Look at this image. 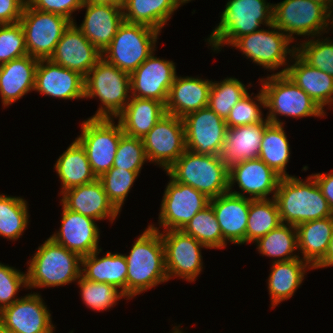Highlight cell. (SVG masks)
<instances>
[{
    "instance_id": "24",
    "label": "cell",
    "mask_w": 333,
    "mask_h": 333,
    "mask_svg": "<svg viewBox=\"0 0 333 333\" xmlns=\"http://www.w3.org/2000/svg\"><path fill=\"white\" fill-rule=\"evenodd\" d=\"M61 195V203L67 209L94 220L101 221L107 218L112 223L120 213L108 199L99 179L66 190Z\"/></svg>"
},
{
    "instance_id": "2",
    "label": "cell",
    "mask_w": 333,
    "mask_h": 333,
    "mask_svg": "<svg viewBox=\"0 0 333 333\" xmlns=\"http://www.w3.org/2000/svg\"><path fill=\"white\" fill-rule=\"evenodd\" d=\"M274 199L284 224L298 226L303 222L333 216L312 175L304 181L295 176L280 178Z\"/></svg>"
},
{
    "instance_id": "12",
    "label": "cell",
    "mask_w": 333,
    "mask_h": 333,
    "mask_svg": "<svg viewBox=\"0 0 333 333\" xmlns=\"http://www.w3.org/2000/svg\"><path fill=\"white\" fill-rule=\"evenodd\" d=\"M19 22L25 34L28 55L37 59L50 58L64 31L72 23L64 16L36 10L27 2Z\"/></svg>"
},
{
    "instance_id": "14",
    "label": "cell",
    "mask_w": 333,
    "mask_h": 333,
    "mask_svg": "<svg viewBox=\"0 0 333 333\" xmlns=\"http://www.w3.org/2000/svg\"><path fill=\"white\" fill-rule=\"evenodd\" d=\"M159 213V227L182 230L187 223L209 205L210 199L190 185L174 181L170 176Z\"/></svg>"
},
{
    "instance_id": "47",
    "label": "cell",
    "mask_w": 333,
    "mask_h": 333,
    "mask_svg": "<svg viewBox=\"0 0 333 333\" xmlns=\"http://www.w3.org/2000/svg\"><path fill=\"white\" fill-rule=\"evenodd\" d=\"M27 54L25 34L20 22L0 25V64Z\"/></svg>"
},
{
    "instance_id": "8",
    "label": "cell",
    "mask_w": 333,
    "mask_h": 333,
    "mask_svg": "<svg viewBox=\"0 0 333 333\" xmlns=\"http://www.w3.org/2000/svg\"><path fill=\"white\" fill-rule=\"evenodd\" d=\"M160 31L144 25L124 21L118 28L102 57L120 70L131 74L153 52Z\"/></svg>"
},
{
    "instance_id": "29",
    "label": "cell",
    "mask_w": 333,
    "mask_h": 333,
    "mask_svg": "<svg viewBox=\"0 0 333 333\" xmlns=\"http://www.w3.org/2000/svg\"><path fill=\"white\" fill-rule=\"evenodd\" d=\"M286 75L324 111L333 104V77L308 65L297 53L292 56ZM295 60V61H294Z\"/></svg>"
},
{
    "instance_id": "16",
    "label": "cell",
    "mask_w": 333,
    "mask_h": 333,
    "mask_svg": "<svg viewBox=\"0 0 333 333\" xmlns=\"http://www.w3.org/2000/svg\"><path fill=\"white\" fill-rule=\"evenodd\" d=\"M35 292L20 297L0 312V329L6 333H54L50 310Z\"/></svg>"
},
{
    "instance_id": "17",
    "label": "cell",
    "mask_w": 333,
    "mask_h": 333,
    "mask_svg": "<svg viewBox=\"0 0 333 333\" xmlns=\"http://www.w3.org/2000/svg\"><path fill=\"white\" fill-rule=\"evenodd\" d=\"M182 119L187 150L197 154L220 156L227 130L224 119L209 107L189 113Z\"/></svg>"
},
{
    "instance_id": "44",
    "label": "cell",
    "mask_w": 333,
    "mask_h": 333,
    "mask_svg": "<svg viewBox=\"0 0 333 333\" xmlns=\"http://www.w3.org/2000/svg\"><path fill=\"white\" fill-rule=\"evenodd\" d=\"M141 172L112 167L98 179L102 182L108 199L121 211L125 199Z\"/></svg>"
},
{
    "instance_id": "37",
    "label": "cell",
    "mask_w": 333,
    "mask_h": 333,
    "mask_svg": "<svg viewBox=\"0 0 333 333\" xmlns=\"http://www.w3.org/2000/svg\"><path fill=\"white\" fill-rule=\"evenodd\" d=\"M255 243L261 255L275 258L272 263L300 258L293 254L298 250L296 226L282 223Z\"/></svg>"
},
{
    "instance_id": "57",
    "label": "cell",
    "mask_w": 333,
    "mask_h": 333,
    "mask_svg": "<svg viewBox=\"0 0 333 333\" xmlns=\"http://www.w3.org/2000/svg\"><path fill=\"white\" fill-rule=\"evenodd\" d=\"M332 15H333V14H331V17H332V18H330V20H332V21H330V24H331L330 27H331V28H333V16H332Z\"/></svg>"
},
{
    "instance_id": "36",
    "label": "cell",
    "mask_w": 333,
    "mask_h": 333,
    "mask_svg": "<svg viewBox=\"0 0 333 333\" xmlns=\"http://www.w3.org/2000/svg\"><path fill=\"white\" fill-rule=\"evenodd\" d=\"M283 125L269 123L266 126L259 153V158L281 178L292 176L286 172L291 153Z\"/></svg>"
},
{
    "instance_id": "3",
    "label": "cell",
    "mask_w": 333,
    "mask_h": 333,
    "mask_svg": "<svg viewBox=\"0 0 333 333\" xmlns=\"http://www.w3.org/2000/svg\"><path fill=\"white\" fill-rule=\"evenodd\" d=\"M221 14L220 23L207 38L212 50L221 51L224 45H232L239 37L261 30L273 23V4L266 0H228Z\"/></svg>"
},
{
    "instance_id": "33",
    "label": "cell",
    "mask_w": 333,
    "mask_h": 333,
    "mask_svg": "<svg viewBox=\"0 0 333 333\" xmlns=\"http://www.w3.org/2000/svg\"><path fill=\"white\" fill-rule=\"evenodd\" d=\"M301 259L313 268L326 256L333 232V216L307 221L296 226Z\"/></svg>"
},
{
    "instance_id": "11",
    "label": "cell",
    "mask_w": 333,
    "mask_h": 333,
    "mask_svg": "<svg viewBox=\"0 0 333 333\" xmlns=\"http://www.w3.org/2000/svg\"><path fill=\"white\" fill-rule=\"evenodd\" d=\"M114 119L88 118L81 124V134L76 138L85 148L94 175L101 177L113 166L121 136L120 123Z\"/></svg>"
},
{
    "instance_id": "52",
    "label": "cell",
    "mask_w": 333,
    "mask_h": 333,
    "mask_svg": "<svg viewBox=\"0 0 333 333\" xmlns=\"http://www.w3.org/2000/svg\"><path fill=\"white\" fill-rule=\"evenodd\" d=\"M333 266V232L329 242L326 256L314 267V269Z\"/></svg>"
},
{
    "instance_id": "18",
    "label": "cell",
    "mask_w": 333,
    "mask_h": 333,
    "mask_svg": "<svg viewBox=\"0 0 333 333\" xmlns=\"http://www.w3.org/2000/svg\"><path fill=\"white\" fill-rule=\"evenodd\" d=\"M154 52L130 74V95L154 99L166 105L169 91L177 75L173 61L160 59Z\"/></svg>"
},
{
    "instance_id": "41",
    "label": "cell",
    "mask_w": 333,
    "mask_h": 333,
    "mask_svg": "<svg viewBox=\"0 0 333 333\" xmlns=\"http://www.w3.org/2000/svg\"><path fill=\"white\" fill-rule=\"evenodd\" d=\"M182 231L194 237L202 243L206 249H222L227 245V242L223 239L220 225L210 204L202 211L198 212Z\"/></svg>"
},
{
    "instance_id": "5",
    "label": "cell",
    "mask_w": 333,
    "mask_h": 333,
    "mask_svg": "<svg viewBox=\"0 0 333 333\" xmlns=\"http://www.w3.org/2000/svg\"><path fill=\"white\" fill-rule=\"evenodd\" d=\"M174 181L190 185L209 199L229 191V168L219 155L185 152L166 170Z\"/></svg>"
},
{
    "instance_id": "7",
    "label": "cell",
    "mask_w": 333,
    "mask_h": 333,
    "mask_svg": "<svg viewBox=\"0 0 333 333\" xmlns=\"http://www.w3.org/2000/svg\"><path fill=\"white\" fill-rule=\"evenodd\" d=\"M260 81L265 98V109L269 110L266 118L270 123H284L277 118V115L292 118L326 116V112L285 73H274L265 79L261 78Z\"/></svg>"
},
{
    "instance_id": "15",
    "label": "cell",
    "mask_w": 333,
    "mask_h": 333,
    "mask_svg": "<svg viewBox=\"0 0 333 333\" xmlns=\"http://www.w3.org/2000/svg\"><path fill=\"white\" fill-rule=\"evenodd\" d=\"M142 141L148 162L166 171L186 150L183 119L166 113Z\"/></svg>"
},
{
    "instance_id": "55",
    "label": "cell",
    "mask_w": 333,
    "mask_h": 333,
    "mask_svg": "<svg viewBox=\"0 0 333 333\" xmlns=\"http://www.w3.org/2000/svg\"><path fill=\"white\" fill-rule=\"evenodd\" d=\"M179 327H180V325L173 327L174 330L172 333H183L182 330L179 329Z\"/></svg>"
},
{
    "instance_id": "49",
    "label": "cell",
    "mask_w": 333,
    "mask_h": 333,
    "mask_svg": "<svg viewBox=\"0 0 333 333\" xmlns=\"http://www.w3.org/2000/svg\"><path fill=\"white\" fill-rule=\"evenodd\" d=\"M27 3L36 10L64 16L72 23H75L73 12L83 6L82 0H27Z\"/></svg>"
},
{
    "instance_id": "39",
    "label": "cell",
    "mask_w": 333,
    "mask_h": 333,
    "mask_svg": "<svg viewBox=\"0 0 333 333\" xmlns=\"http://www.w3.org/2000/svg\"><path fill=\"white\" fill-rule=\"evenodd\" d=\"M28 204L21 197L0 194V236L18 240L28 225Z\"/></svg>"
},
{
    "instance_id": "1",
    "label": "cell",
    "mask_w": 333,
    "mask_h": 333,
    "mask_svg": "<svg viewBox=\"0 0 333 333\" xmlns=\"http://www.w3.org/2000/svg\"><path fill=\"white\" fill-rule=\"evenodd\" d=\"M124 256L128 266L127 299L169 281L159 227L148 225L147 229L135 240L129 255Z\"/></svg>"
},
{
    "instance_id": "42",
    "label": "cell",
    "mask_w": 333,
    "mask_h": 333,
    "mask_svg": "<svg viewBox=\"0 0 333 333\" xmlns=\"http://www.w3.org/2000/svg\"><path fill=\"white\" fill-rule=\"evenodd\" d=\"M80 287V295L83 303L88 308L97 311L109 310L117 301L127 296L117 287L103 282L87 280L80 275L77 280Z\"/></svg>"
},
{
    "instance_id": "10",
    "label": "cell",
    "mask_w": 333,
    "mask_h": 333,
    "mask_svg": "<svg viewBox=\"0 0 333 333\" xmlns=\"http://www.w3.org/2000/svg\"><path fill=\"white\" fill-rule=\"evenodd\" d=\"M268 28L271 30L261 29L239 37L231 46L264 69L275 71L280 66L287 65L277 72V74H284L289 65L287 56L289 54V58H292L295 55L297 45L291 46L290 43L293 41L273 23Z\"/></svg>"
},
{
    "instance_id": "50",
    "label": "cell",
    "mask_w": 333,
    "mask_h": 333,
    "mask_svg": "<svg viewBox=\"0 0 333 333\" xmlns=\"http://www.w3.org/2000/svg\"><path fill=\"white\" fill-rule=\"evenodd\" d=\"M27 0H0V25L19 22Z\"/></svg>"
},
{
    "instance_id": "56",
    "label": "cell",
    "mask_w": 333,
    "mask_h": 333,
    "mask_svg": "<svg viewBox=\"0 0 333 333\" xmlns=\"http://www.w3.org/2000/svg\"><path fill=\"white\" fill-rule=\"evenodd\" d=\"M181 1V4L183 5V4H185V3H188L189 1H191V0H180Z\"/></svg>"
},
{
    "instance_id": "22",
    "label": "cell",
    "mask_w": 333,
    "mask_h": 333,
    "mask_svg": "<svg viewBox=\"0 0 333 333\" xmlns=\"http://www.w3.org/2000/svg\"><path fill=\"white\" fill-rule=\"evenodd\" d=\"M85 78L79 72L39 59L34 91L65 100L84 99Z\"/></svg>"
},
{
    "instance_id": "48",
    "label": "cell",
    "mask_w": 333,
    "mask_h": 333,
    "mask_svg": "<svg viewBox=\"0 0 333 333\" xmlns=\"http://www.w3.org/2000/svg\"><path fill=\"white\" fill-rule=\"evenodd\" d=\"M27 288V273L0 263V312L12 305L20 288Z\"/></svg>"
},
{
    "instance_id": "23",
    "label": "cell",
    "mask_w": 333,
    "mask_h": 333,
    "mask_svg": "<svg viewBox=\"0 0 333 333\" xmlns=\"http://www.w3.org/2000/svg\"><path fill=\"white\" fill-rule=\"evenodd\" d=\"M86 8L82 24L76 27L102 53L124 22L122 5L83 3Z\"/></svg>"
},
{
    "instance_id": "43",
    "label": "cell",
    "mask_w": 333,
    "mask_h": 333,
    "mask_svg": "<svg viewBox=\"0 0 333 333\" xmlns=\"http://www.w3.org/2000/svg\"><path fill=\"white\" fill-rule=\"evenodd\" d=\"M315 38V39H314ZM323 40V41H322ZM296 53L310 66L333 77V40L330 37H313L297 43Z\"/></svg>"
},
{
    "instance_id": "30",
    "label": "cell",
    "mask_w": 333,
    "mask_h": 333,
    "mask_svg": "<svg viewBox=\"0 0 333 333\" xmlns=\"http://www.w3.org/2000/svg\"><path fill=\"white\" fill-rule=\"evenodd\" d=\"M101 248L81 257V275L87 280L103 282L120 289L126 295L127 262L124 254L106 252L98 257Z\"/></svg>"
},
{
    "instance_id": "45",
    "label": "cell",
    "mask_w": 333,
    "mask_h": 333,
    "mask_svg": "<svg viewBox=\"0 0 333 333\" xmlns=\"http://www.w3.org/2000/svg\"><path fill=\"white\" fill-rule=\"evenodd\" d=\"M252 95L253 93L251 95L248 93L231 109L227 119L225 120L227 128L252 125L261 123L265 120L262 117V109H260L266 108L265 98L261 88L258 94L254 96V99L252 98Z\"/></svg>"
},
{
    "instance_id": "19",
    "label": "cell",
    "mask_w": 333,
    "mask_h": 333,
    "mask_svg": "<svg viewBox=\"0 0 333 333\" xmlns=\"http://www.w3.org/2000/svg\"><path fill=\"white\" fill-rule=\"evenodd\" d=\"M280 176L272 170L260 158L245 160L229 168V191L230 193L248 197L249 199H269L270 193L274 198L277 191ZM234 183L239 186V191H233ZM244 192V193H243Z\"/></svg>"
},
{
    "instance_id": "27",
    "label": "cell",
    "mask_w": 333,
    "mask_h": 333,
    "mask_svg": "<svg viewBox=\"0 0 333 333\" xmlns=\"http://www.w3.org/2000/svg\"><path fill=\"white\" fill-rule=\"evenodd\" d=\"M39 59L25 55L2 64L0 96L4 107L34 91Z\"/></svg>"
},
{
    "instance_id": "38",
    "label": "cell",
    "mask_w": 333,
    "mask_h": 333,
    "mask_svg": "<svg viewBox=\"0 0 333 333\" xmlns=\"http://www.w3.org/2000/svg\"><path fill=\"white\" fill-rule=\"evenodd\" d=\"M282 224L277 203L271 199H250L246 243H254Z\"/></svg>"
},
{
    "instance_id": "4",
    "label": "cell",
    "mask_w": 333,
    "mask_h": 333,
    "mask_svg": "<svg viewBox=\"0 0 333 333\" xmlns=\"http://www.w3.org/2000/svg\"><path fill=\"white\" fill-rule=\"evenodd\" d=\"M28 262L27 289L30 290L77 282L81 275V257L55 243L50 237L38 246Z\"/></svg>"
},
{
    "instance_id": "20",
    "label": "cell",
    "mask_w": 333,
    "mask_h": 333,
    "mask_svg": "<svg viewBox=\"0 0 333 333\" xmlns=\"http://www.w3.org/2000/svg\"><path fill=\"white\" fill-rule=\"evenodd\" d=\"M101 58L102 53L71 23L49 60L85 77Z\"/></svg>"
},
{
    "instance_id": "35",
    "label": "cell",
    "mask_w": 333,
    "mask_h": 333,
    "mask_svg": "<svg viewBox=\"0 0 333 333\" xmlns=\"http://www.w3.org/2000/svg\"><path fill=\"white\" fill-rule=\"evenodd\" d=\"M180 0H123L124 21L144 24L161 32L181 6Z\"/></svg>"
},
{
    "instance_id": "53",
    "label": "cell",
    "mask_w": 333,
    "mask_h": 333,
    "mask_svg": "<svg viewBox=\"0 0 333 333\" xmlns=\"http://www.w3.org/2000/svg\"><path fill=\"white\" fill-rule=\"evenodd\" d=\"M83 3H101V4H114L122 5L123 0H82Z\"/></svg>"
},
{
    "instance_id": "40",
    "label": "cell",
    "mask_w": 333,
    "mask_h": 333,
    "mask_svg": "<svg viewBox=\"0 0 333 333\" xmlns=\"http://www.w3.org/2000/svg\"><path fill=\"white\" fill-rule=\"evenodd\" d=\"M248 88L238 79L227 77L220 82L214 81L209 91L208 107L219 117L226 120L231 109L248 94Z\"/></svg>"
},
{
    "instance_id": "34",
    "label": "cell",
    "mask_w": 333,
    "mask_h": 333,
    "mask_svg": "<svg viewBox=\"0 0 333 333\" xmlns=\"http://www.w3.org/2000/svg\"><path fill=\"white\" fill-rule=\"evenodd\" d=\"M54 168L62 183L60 194L97 179L91 169L85 148L77 139L59 156Z\"/></svg>"
},
{
    "instance_id": "46",
    "label": "cell",
    "mask_w": 333,
    "mask_h": 333,
    "mask_svg": "<svg viewBox=\"0 0 333 333\" xmlns=\"http://www.w3.org/2000/svg\"><path fill=\"white\" fill-rule=\"evenodd\" d=\"M146 161H148V158L142 139L123 134L120 138L112 167L126 171L141 172L142 166Z\"/></svg>"
},
{
    "instance_id": "28",
    "label": "cell",
    "mask_w": 333,
    "mask_h": 333,
    "mask_svg": "<svg viewBox=\"0 0 333 333\" xmlns=\"http://www.w3.org/2000/svg\"><path fill=\"white\" fill-rule=\"evenodd\" d=\"M269 123L265 118L261 123L227 128L220 157L228 168L245 160L259 158L262 136Z\"/></svg>"
},
{
    "instance_id": "32",
    "label": "cell",
    "mask_w": 333,
    "mask_h": 333,
    "mask_svg": "<svg viewBox=\"0 0 333 333\" xmlns=\"http://www.w3.org/2000/svg\"><path fill=\"white\" fill-rule=\"evenodd\" d=\"M314 269L301 258L272 263L268 277V291L271 296V308L290 299L304 280L306 271Z\"/></svg>"
},
{
    "instance_id": "13",
    "label": "cell",
    "mask_w": 333,
    "mask_h": 333,
    "mask_svg": "<svg viewBox=\"0 0 333 333\" xmlns=\"http://www.w3.org/2000/svg\"><path fill=\"white\" fill-rule=\"evenodd\" d=\"M160 234L168 279L180 277L195 282L203 269L201 248L206 247L182 230L160 231Z\"/></svg>"
},
{
    "instance_id": "51",
    "label": "cell",
    "mask_w": 333,
    "mask_h": 333,
    "mask_svg": "<svg viewBox=\"0 0 333 333\" xmlns=\"http://www.w3.org/2000/svg\"><path fill=\"white\" fill-rule=\"evenodd\" d=\"M317 182L323 196L328 201L330 208L333 211V170L330 173L311 174Z\"/></svg>"
},
{
    "instance_id": "26",
    "label": "cell",
    "mask_w": 333,
    "mask_h": 333,
    "mask_svg": "<svg viewBox=\"0 0 333 333\" xmlns=\"http://www.w3.org/2000/svg\"><path fill=\"white\" fill-rule=\"evenodd\" d=\"M211 84L208 79L176 75L165 105L166 113L184 118L189 113L208 107Z\"/></svg>"
},
{
    "instance_id": "25",
    "label": "cell",
    "mask_w": 333,
    "mask_h": 333,
    "mask_svg": "<svg viewBox=\"0 0 333 333\" xmlns=\"http://www.w3.org/2000/svg\"><path fill=\"white\" fill-rule=\"evenodd\" d=\"M209 204L220 225L223 239L237 245L246 244L250 199L227 192L211 198Z\"/></svg>"
},
{
    "instance_id": "31",
    "label": "cell",
    "mask_w": 333,
    "mask_h": 333,
    "mask_svg": "<svg viewBox=\"0 0 333 333\" xmlns=\"http://www.w3.org/2000/svg\"><path fill=\"white\" fill-rule=\"evenodd\" d=\"M165 114L162 102L131 96L124 110L115 119H118L124 134L143 139Z\"/></svg>"
},
{
    "instance_id": "6",
    "label": "cell",
    "mask_w": 333,
    "mask_h": 333,
    "mask_svg": "<svg viewBox=\"0 0 333 333\" xmlns=\"http://www.w3.org/2000/svg\"><path fill=\"white\" fill-rule=\"evenodd\" d=\"M84 78V98L97 97L102 103L90 118H116L131 97L130 74L102 57Z\"/></svg>"
},
{
    "instance_id": "9",
    "label": "cell",
    "mask_w": 333,
    "mask_h": 333,
    "mask_svg": "<svg viewBox=\"0 0 333 333\" xmlns=\"http://www.w3.org/2000/svg\"><path fill=\"white\" fill-rule=\"evenodd\" d=\"M330 18L331 13L313 0H284L273 4V24L293 42V35L309 39L327 33Z\"/></svg>"
},
{
    "instance_id": "54",
    "label": "cell",
    "mask_w": 333,
    "mask_h": 333,
    "mask_svg": "<svg viewBox=\"0 0 333 333\" xmlns=\"http://www.w3.org/2000/svg\"><path fill=\"white\" fill-rule=\"evenodd\" d=\"M324 6L331 14L333 13V0H313Z\"/></svg>"
},
{
    "instance_id": "21",
    "label": "cell",
    "mask_w": 333,
    "mask_h": 333,
    "mask_svg": "<svg viewBox=\"0 0 333 333\" xmlns=\"http://www.w3.org/2000/svg\"><path fill=\"white\" fill-rule=\"evenodd\" d=\"M62 205V220L58 232L50 238L80 257L87 256L99 249L100 229L96 220L71 211Z\"/></svg>"
}]
</instances>
